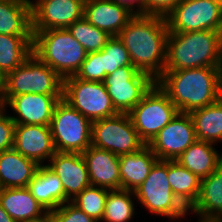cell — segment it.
Segmentation results:
<instances>
[{"mask_svg":"<svg viewBox=\"0 0 222 222\" xmlns=\"http://www.w3.org/2000/svg\"><path fill=\"white\" fill-rule=\"evenodd\" d=\"M168 34L165 17L134 15L118 38L129 52L132 66L156 81L164 72Z\"/></svg>","mask_w":222,"mask_h":222,"instance_id":"cell-1","label":"cell"},{"mask_svg":"<svg viewBox=\"0 0 222 222\" xmlns=\"http://www.w3.org/2000/svg\"><path fill=\"white\" fill-rule=\"evenodd\" d=\"M156 83L179 112L190 113L222 97V67L164 71Z\"/></svg>","mask_w":222,"mask_h":222,"instance_id":"cell-2","label":"cell"},{"mask_svg":"<svg viewBox=\"0 0 222 222\" xmlns=\"http://www.w3.org/2000/svg\"><path fill=\"white\" fill-rule=\"evenodd\" d=\"M222 67V32H169L164 71Z\"/></svg>","mask_w":222,"mask_h":222,"instance_id":"cell-3","label":"cell"},{"mask_svg":"<svg viewBox=\"0 0 222 222\" xmlns=\"http://www.w3.org/2000/svg\"><path fill=\"white\" fill-rule=\"evenodd\" d=\"M32 52L62 79L73 76L87 52L67 28L32 31Z\"/></svg>","mask_w":222,"mask_h":222,"instance_id":"cell-4","label":"cell"},{"mask_svg":"<svg viewBox=\"0 0 222 222\" xmlns=\"http://www.w3.org/2000/svg\"><path fill=\"white\" fill-rule=\"evenodd\" d=\"M2 102L23 94L62 95L63 79L35 54L3 78Z\"/></svg>","mask_w":222,"mask_h":222,"instance_id":"cell-5","label":"cell"},{"mask_svg":"<svg viewBox=\"0 0 222 222\" xmlns=\"http://www.w3.org/2000/svg\"><path fill=\"white\" fill-rule=\"evenodd\" d=\"M134 193L137 202L154 215L176 220L189 214L172 193L167 176V160H158Z\"/></svg>","mask_w":222,"mask_h":222,"instance_id":"cell-6","label":"cell"},{"mask_svg":"<svg viewBox=\"0 0 222 222\" xmlns=\"http://www.w3.org/2000/svg\"><path fill=\"white\" fill-rule=\"evenodd\" d=\"M57 152L83 153L91 146L92 122L61 99L50 123Z\"/></svg>","mask_w":222,"mask_h":222,"instance_id":"cell-7","label":"cell"},{"mask_svg":"<svg viewBox=\"0 0 222 222\" xmlns=\"http://www.w3.org/2000/svg\"><path fill=\"white\" fill-rule=\"evenodd\" d=\"M62 99L91 122L118 114L103 82L84 81L74 75L66 77Z\"/></svg>","mask_w":222,"mask_h":222,"instance_id":"cell-8","label":"cell"},{"mask_svg":"<svg viewBox=\"0 0 222 222\" xmlns=\"http://www.w3.org/2000/svg\"><path fill=\"white\" fill-rule=\"evenodd\" d=\"M178 112L168 95L155 83L128 114L139 137L148 144Z\"/></svg>","mask_w":222,"mask_h":222,"instance_id":"cell-9","label":"cell"},{"mask_svg":"<svg viewBox=\"0 0 222 222\" xmlns=\"http://www.w3.org/2000/svg\"><path fill=\"white\" fill-rule=\"evenodd\" d=\"M91 145L121 156L136 152L146 144L134 128L130 115L118 113L92 122Z\"/></svg>","mask_w":222,"mask_h":222,"instance_id":"cell-10","label":"cell"},{"mask_svg":"<svg viewBox=\"0 0 222 222\" xmlns=\"http://www.w3.org/2000/svg\"><path fill=\"white\" fill-rule=\"evenodd\" d=\"M165 18L169 32H222V6L215 0H181Z\"/></svg>","mask_w":222,"mask_h":222,"instance_id":"cell-11","label":"cell"},{"mask_svg":"<svg viewBox=\"0 0 222 222\" xmlns=\"http://www.w3.org/2000/svg\"><path fill=\"white\" fill-rule=\"evenodd\" d=\"M118 113H129L156 81L134 66H124L107 75L103 81Z\"/></svg>","mask_w":222,"mask_h":222,"instance_id":"cell-12","label":"cell"},{"mask_svg":"<svg viewBox=\"0 0 222 222\" xmlns=\"http://www.w3.org/2000/svg\"><path fill=\"white\" fill-rule=\"evenodd\" d=\"M197 140L189 113L178 114L147 144L159 160H177Z\"/></svg>","mask_w":222,"mask_h":222,"instance_id":"cell-13","label":"cell"},{"mask_svg":"<svg viewBox=\"0 0 222 222\" xmlns=\"http://www.w3.org/2000/svg\"><path fill=\"white\" fill-rule=\"evenodd\" d=\"M31 2L32 31L68 28L83 17L81 0H35Z\"/></svg>","mask_w":222,"mask_h":222,"instance_id":"cell-14","label":"cell"},{"mask_svg":"<svg viewBox=\"0 0 222 222\" xmlns=\"http://www.w3.org/2000/svg\"><path fill=\"white\" fill-rule=\"evenodd\" d=\"M62 95L23 94L13 96L5 105L13 113L12 120L15 124L50 126L56 104Z\"/></svg>","mask_w":222,"mask_h":222,"instance_id":"cell-15","label":"cell"},{"mask_svg":"<svg viewBox=\"0 0 222 222\" xmlns=\"http://www.w3.org/2000/svg\"><path fill=\"white\" fill-rule=\"evenodd\" d=\"M45 164L62 182L66 199L70 202L91 185L86 162L81 153L55 152Z\"/></svg>","mask_w":222,"mask_h":222,"instance_id":"cell-16","label":"cell"},{"mask_svg":"<svg viewBox=\"0 0 222 222\" xmlns=\"http://www.w3.org/2000/svg\"><path fill=\"white\" fill-rule=\"evenodd\" d=\"M13 148L39 165L56 152L50 126L43 125L15 124Z\"/></svg>","mask_w":222,"mask_h":222,"instance_id":"cell-17","label":"cell"},{"mask_svg":"<svg viewBox=\"0 0 222 222\" xmlns=\"http://www.w3.org/2000/svg\"><path fill=\"white\" fill-rule=\"evenodd\" d=\"M92 186L109 190L121 189L119 156L107 150L90 146L82 153Z\"/></svg>","mask_w":222,"mask_h":222,"instance_id":"cell-18","label":"cell"},{"mask_svg":"<svg viewBox=\"0 0 222 222\" xmlns=\"http://www.w3.org/2000/svg\"><path fill=\"white\" fill-rule=\"evenodd\" d=\"M134 15L111 0H87L83 17L110 36H118Z\"/></svg>","mask_w":222,"mask_h":222,"instance_id":"cell-19","label":"cell"},{"mask_svg":"<svg viewBox=\"0 0 222 222\" xmlns=\"http://www.w3.org/2000/svg\"><path fill=\"white\" fill-rule=\"evenodd\" d=\"M190 211L200 216L199 222L222 219V160L210 175L201 179L198 200Z\"/></svg>","mask_w":222,"mask_h":222,"instance_id":"cell-20","label":"cell"},{"mask_svg":"<svg viewBox=\"0 0 222 222\" xmlns=\"http://www.w3.org/2000/svg\"><path fill=\"white\" fill-rule=\"evenodd\" d=\"M0 204L16 222L36 221L48 214L28 187L0 189Z\"/></svg>","mask_w":222,"mask_h":222,"instance_id":"cell-21","label":"cell"},{"mask_svg":"<svg viewBox=\"0 0 222 222\" xmlns=\"http://www.w3.org/2000/svg\"><path fill=\"white\" fill-rule=\"evenodd\" d=\"M39 164L14 148L0 153V189L28 187Z\"/></svg>","mask_w":222,"mask_h":222,"instance_id":"cell-22","label":"cell"},{"mask_svg":"<svg viewBox=\"0 0 222 222\" xmlns=\"http://www.w3.org/2000/svg\"><path fill=\"white\" fill-rule=\"evenodd\" d=\"M159 159L147 144L140 150L119 156L121 189L135 191Z\"/></svg>","mask_w":222,"mask_h":222,"instance_id":"cell-23","label":"cell"},{"mask_svg":"<svg viewBox=\"0 0 222 222\" xmlns=\"http://www.w3.org/2000/svg\"><path fill=\"white\" fill-rule=\"evenodd\" d=\"M28 189L48 213L69 202L65 197L60 178L46 165L39 166L28 184Z\"/></svg>","mask_w":222,"mask_h":222,"instance_id":"cell-24","label":"cell"},{"mask_svg":"<svg viewBox=\"0 0 222 222\" xmlns=\"http://www.w3.org/2000/svg\"><path fill=\"white\" fill-rule=\"evenodd\" d=\"M215 145L211 142L196 140L176 161L198 178L204 179L217 168L222 160V153L216 151Z\"/></svg>","mask_w":222,"mask_h":222,"instance_id":"cell-25","label":"cell"},{"mask_svg":"<svg viewBox=\"0 0 222 222\" xmlns=\"http://www.w3.org/2000/svg\"><path fill=\"white\" fill-rule=\"evenodd\" d=\"M31 0H0V34L33 35Z\"/></svg>","mask_w":222,"mask_h":222,"instance_id":"cell-26","label":"cell"},{"mask_svg":"<svg viewBox=\"0 0 222 222\" xmlns=\"http://www.w3.org/2000/svg\"><path fill=\"white\" fill-rule=\"evenodd\" d=\"M167 176L172 193L189 211L198 200L201 179L176 160H167Z\"/></svg>","mask_w":222,"mask_h":222,"instance_id":"cell-27","label":"cell"},{"mask_svg":"<svg viewBox=\"0 0 222 222\" xmlns=\"http://www.w3.org/2000/svg\"><path fill=\"white\" fill-rule=\"evenodd\" d=\"M33 35L0 34V74L5 77L33 52Z\"/></svg>","mask_w":222,"mask_h":222,"instance_id":"cell-28","label":"cell"},{"mask_svg":"<svg viewBox=\"0 0 222 222\" xmlns=\"http://www.w3.org/2000/svg\"><path fill=\"white\" fill-rule=\"evenodd\" d=\"M197 140L217 144L222 141V97L215 103L189 113Z\"/></svg>","mask_w":222,"mask_h":222,"instance_id":"cell-29","label":"cell"},{"mask_svg":"<svg viewBox=\"0 0 222 222\" xmlns=\"http://www.w3.org/2000/svg\"><path fill=\"white\" fill-rule=\"evenodd\" d=\"M135 196L133 191L126 189L109 190L105 209L102 216V222H129L135 213V205L132 197Z\"/></svg>","mask_w":222,"mask_h":222,"instance_id":"cell-30","label":"cell"},{"mask_svg":"<svg viewBox=\"0 0 222 222\" xmlns=\"http://www.w3.org/2000/svg\"><path fill=\"white\" fill-rule=\"evenodd\" d=\"M67 29L81 43L87 53L102 50L111 38L107 32L89 23L85 17L74 22Z\"/></svg>","mask_w":222,"mask_h":222,"instance_id":"cell-31","label":"cell"},{"mask_svg":"<svg viewBox=\"0 0 222 222\" xmlns=\"http://www.w3.org/2000/svg\"><path fill=\"white\" fill-rule=\"evenodd\" d=\"M108 192L109 189L90 185L70 202L97 222H101Z\"/></svg>","mask_w":222,"mask_h":222,"instance_id":"cell-32","label":"cell"},{"mask_svg":"<svg viewBox=\"0 0 222 222\" xmlns=\"http://www.w3.org/2000/svg\"><path fill=\"white\" fill-rule=\"evenodd\" d=\"M102 64L106 75L115 72L120 67L132 66L129 52L118 36H111L102 48Z\"/></svg>","mask_w":222,"mask_h":222,"instance_id":"cell-33","label":"cell"},{"mask_svg":"<svg viewBox=\"0 0 222 222\" xmlns=\"http://www.w3.org/2000/svg\"><path fill=\"white\" fill-rule=\"evenodd\" d=\"M74 76L84 81L103 82L107 75L103 71L102 50L87 53L86 59Z\"/></svg>","mask_w":222,"mask_h":222,"instance_id":"cell-34","label":"cell"},{"mask_svg":"<svg viewBox=\"0 0 222 222\" xmlns=\"http://www.w3.org/2000/svg\"><path fill=\"white\" fill-rule=\"evenodd\" d=\"M48 214L52 217L53 222H97L71 202L61 204Z\"/></svg>","mask_w":222,"mask_h":222,"instance_id":"cell-35","label":"cell"},{"mask_svg":"<svg viewBox=\"0 0 222 222\" xmlns=\"http://www.w3.org/2000/svg\"><path fill=\"white\" fill-rule=\"evenodd\" d=\"M6 108L0 110V153L12 149L14 146L15 122L11 115L5 114Z\"/></svg>","mask_w":222,"mask_h":222,"instance_id":"cell-36","label":"cell"},{"mask_svg":"<svg viewBox=\"0 0 222 222\" xmlns=\"http://www.w3.org/2000/svg\"><path fill=\"white\" fill-rule=\"evenodd\" d=\"M181 0H144V15L166 17Z\"/></svg>","mask_w":222,"mask_h":222,"instance_id":"cell-37","label":"cell"},{"mask_svg":"<svg viewBox=\"0 0 222 222\" xmlns=\"http://www.w3.org/2000/svg\"><path fill=\"white\" fill-rule=\"evenodd\" d=\"M111 1L118 4L119 6L125 7L133 15H144V0H111Z\"/></svg>","mask_w":222,"mask_h":222,"instance_id":"cell-38","label":"cell"},{"mask_svg":"<svg viewBox=\"0 0 222 222\" xmlns=\"http://www.w3.org/2000/svg\"><path fill=\"white\" fill-rule=\"evenodd\" d=\"M0 222H16L9 214L4 210L0 204Z\"/></svg>","mask_w":222,"mask_h":222,"instance_id":"cell-39","label":"cell"},{"mask_svg":"<svg viewBox=\"0 0 222 222\" xmlns=\"http://www.w3.org/2000/svg\"><path fill=\"white\" fill-rule=\"evenodd\" d=\"M29 222H53L52 217L47 214L44 218L36 220V221H29Z\"/></svg>","mask_w":222,"mask_h":222,"instance_id":"cell-40","label":"cell"},{"mask_svg":"<svg viewBox=\"0 0 222 222\" xmlns=\"http://www.w3.org/2000/svg\"><path fill=\"white\" fill-rule=\"evenodd\" d=\"M2 85L3 82H0V110H2L4 108L3 102H2Z\"/></svg>","mask_w":222,"mask_h":222,"instance_id":"cell-41","label":"cell"},{"mask_svg":"<svg viewBox=\"0 0 222 222\" xmlns=\"http://www.w3.org/2000/svg\"><path fill=\"white\" fill-rule=\"evenodd\" d=\"M215 1L222 6V0H215Z\"/></svg>","mask_w":222,"mask_h":222,"instance_id":"cell-42","label":"cell"},{"mask_svg":"<svg viewBox=\"0 0 222 222\" xmlns=\"http://www.w3.org/2000/svg\"><path fill=\"white\" fill-rule=\"evenodd\" d=\"M3 76L0 74V82H3Z\"/></svg>","mask_w":222,"mask_h":222,"instance_id":"cell-43","label":"cell"}]
</instances>
